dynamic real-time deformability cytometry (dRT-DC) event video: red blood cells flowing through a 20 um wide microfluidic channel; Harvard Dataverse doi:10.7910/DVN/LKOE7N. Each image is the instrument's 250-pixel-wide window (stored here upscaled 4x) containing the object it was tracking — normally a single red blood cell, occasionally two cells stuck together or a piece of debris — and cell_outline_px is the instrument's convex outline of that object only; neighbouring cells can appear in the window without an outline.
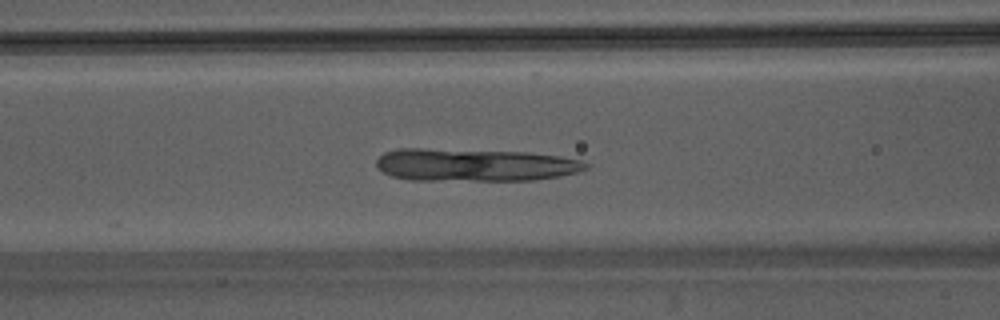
{"species": "Egyptian fruit bat (a non-hibernating species)", "species_latin": "Rousettus aegyptiacus", "temperature_condition": "warm", "stored_images_in_passage": 37, "camera_frame_rate_fps": 3000, "um_per_image_px": 0.085, "animal": {"sex": "male"}, "frame": {"image": 1, "passage_image": 13, "time_ms": 4.0, "image_size_px": [1000, 320], "cell_outline_px": [[592, 164], [588, 168], [580, 172], [560, 176], [536, 180], [408, 180], [392, 176], [376, 168], [376, 160], [384, 152], [396, 148], [424, 148], [528, 152], [560, 156], [580, 160]], "centroid_in_image_um": [40.36, 14.01], "position_along_channel_um": 126.2, "area_um2": 40.4}}
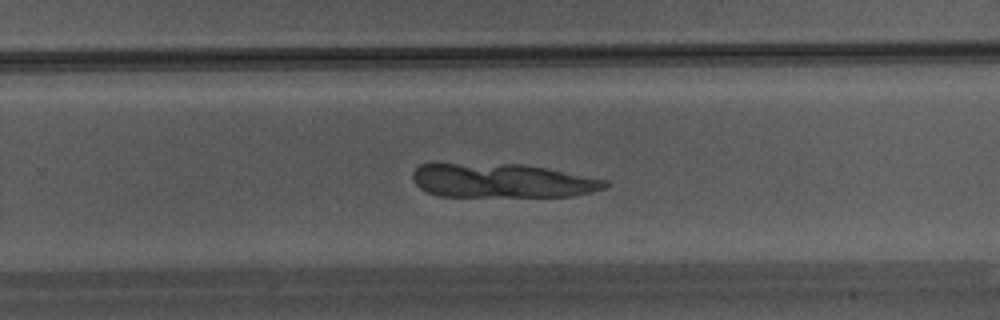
{"frame": {"image": 2, "passage_image": 24, "time_ms": 7.667, "image_size_px": [1000, 320], "cell_outline_px": [[608, 184], [604, 188], [592, 192], [572, 196], [440, 196], [428, 192], [420, 188], [412, 180], [412, 172], [420, 164], [436, 160], [524, 164], [608, 180]], "centroid_in_image_um": [42.53, 15.3], "position_along_channel_um": 287.3, "area_um2": 39.42}}
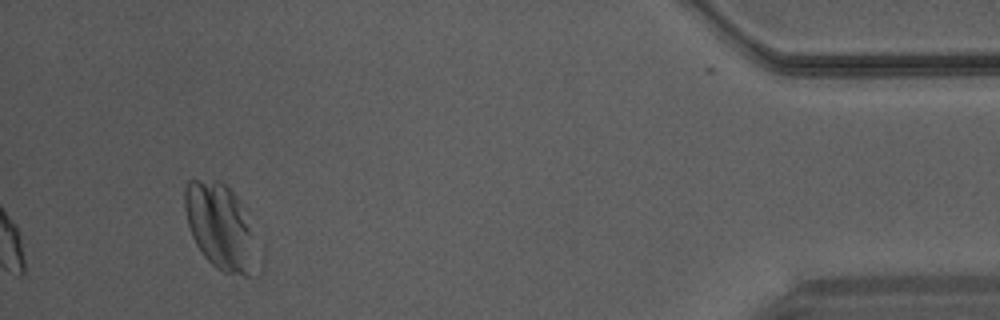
{"frame": {"image": 3, "passage_image": 37, "time_ms": 12.0, "image_size_px": [1000, 320], "cell_outline_px": [[248, 276], [244, 276], [224, 272], [216, 268], [204, 256], [196, 244], [192, 236], [188, 224], [184, 208], [184, 184], [188, 180], [220, 180], [236, 196], [248, 228]], "centroid_in_image_um": [18.49, 19.13], "position_along_channel_um": 416.7, "area_um2": 33.18}}